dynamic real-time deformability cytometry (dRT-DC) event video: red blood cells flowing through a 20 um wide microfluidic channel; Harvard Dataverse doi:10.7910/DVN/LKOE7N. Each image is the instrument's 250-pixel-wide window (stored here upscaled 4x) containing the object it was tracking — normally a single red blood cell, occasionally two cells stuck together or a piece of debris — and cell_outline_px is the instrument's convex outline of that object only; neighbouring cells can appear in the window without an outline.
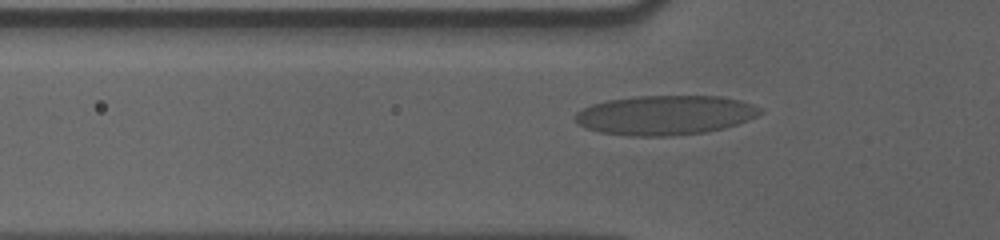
{"species": "human", "species_latin": "Homo sapiens", "temperature_condition": "cold", "stored_images_in_passage": 43, "camera_frame_rate_fps": 3000, "um_per_image_px": 0.085, "donor": {"sex": "male"}, "frame": {"image": 1, "passage_image": 10, "time_ms": 3.0, "image_size_px": [1000, 240], "cell_outline_px": [[764, 112], [748, 120], [724, 128], [708, 132], [672, 136], [628, 136], [600, 132], [584, 128], [576, 124], [572, 116], [576, 112], [592, 104], [608, 100], [640, 96], [720, 96], [740, 100], [752, 104], [760, 108]], "centroid_in_image_um": [56.51, 9.79], "position_along_channel_um": 69.3, "area_um2": 42.89}}
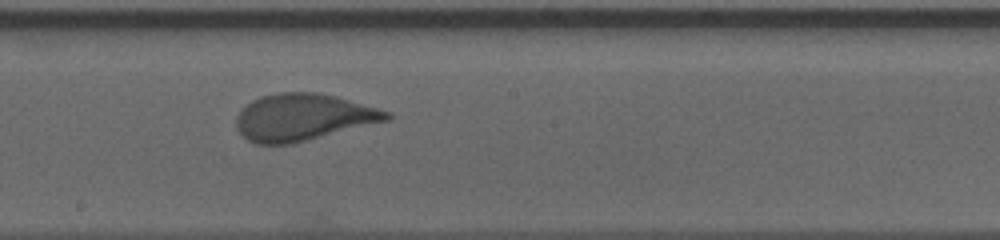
{"frame": {"image": 2, "passage_image": 23, "time_ms": 7.333, "image_size_px": [1000, 240], "cell_outline_px": [[392, 120], [292, 144], [256, 144], [248, 140], [236, 128], [236, 116], [252, 100], [264, 96], [280, 92], [316, 92], [336, 96], [392, 112]], "centroid_in_image_um": [25.82, 9.97], "position_along_channel_um": 222.4, "area_um2": 41.21}}
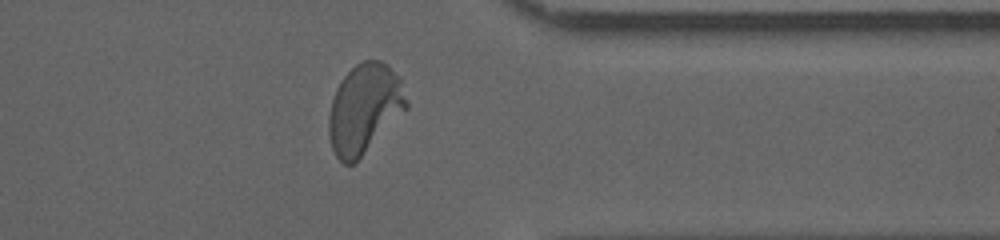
{"frame": {"image": 3, "passage_image": 37, "time_ms": 12.0, "image_size_px": [1000, 240], "cell_outline_px": [[408, 108], [356, 164], [344, 164], [336, 156], [332, 148], [328, 132], [328, 116], [332, 100], [336, 88], [344, 76], [356, 64], [364, 60], [380, 60], [388, 64], [400, 80], [408, 104]], "centroid_in_image_um": [30.96, 9.28], "position_along_channel_um": 380.4, "area_um2": 40.69}, "authors_computed_cell_mechanics": {"area_um2": 40.8068, "velocity_mm_per_s": 3.533, "shape_relaxation_time_tau1_ms": 6.0356, "shape_relaxation_time_tau2_ms": null, "deformation_change_tau1": 0.2031, "deformation_change_tau2": null}}